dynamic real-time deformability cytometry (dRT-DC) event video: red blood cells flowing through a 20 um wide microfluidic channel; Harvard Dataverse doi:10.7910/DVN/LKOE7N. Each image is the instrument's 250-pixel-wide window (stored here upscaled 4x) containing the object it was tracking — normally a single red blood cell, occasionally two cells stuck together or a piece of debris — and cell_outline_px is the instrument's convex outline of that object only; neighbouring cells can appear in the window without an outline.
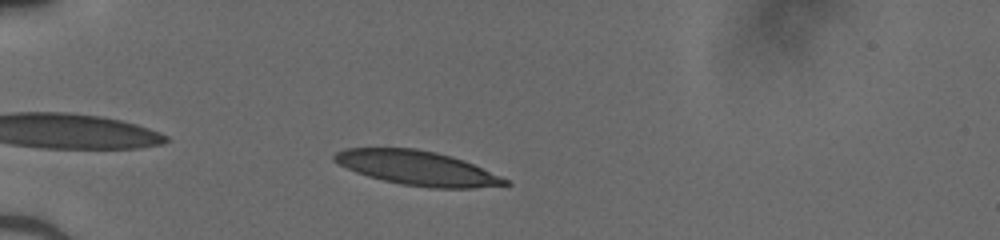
{"species": "human", "species_latin": "Homo sapiens", "temperature_condition": "cold", "stored_images_in_passage": 38, "camera_frame_rate_fps": 3000, "um_per_image_px": 0.085, "donor": {"sex": "male"}, "frame": {"image": 1, "passage_image": 3, "time_ms": 0.667, "image_size_px": [1000, 240], "cell_outline_px": [[512, 184], [472, 188], [428, 188], [400, 184], [368, 176], [356, 172], [332, 160], [332, 156], [336, 152], [344, 148], [416, 148], [436, 152], [452, 156], [464, 160], [500, 176], [508, 180]], "centroid_in_image_um": [35.45, 14.28], "position_along_channel_um": 49.5, "area_um2": 34.1}}
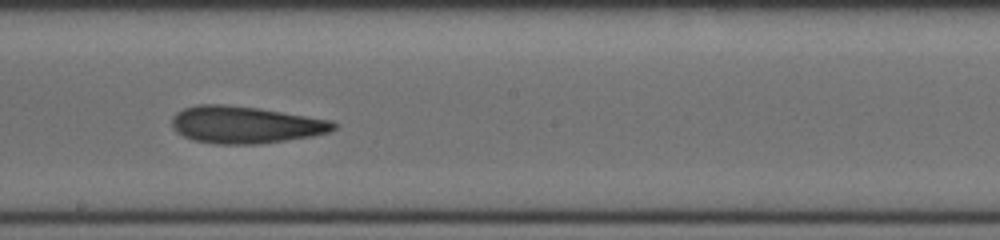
{"frame": {"image": 2, "passage_image": 18, "time_ms": 5.667, "image_size_px": [1000, 240], "cell_outline_px": [[340, 124], [332, 132], [312, 136], [260, 144], [216, 144], [192, 140], [176, 132], [172, 128], [172, 116], [176, 112], [184, 108], [200, 104], [224, 104], [260, 108], [332, 120]], "centroid_in_image_um": [20.88, 10.6], "position_along_channel_um": 227.3, "area_um2": 35.37}}
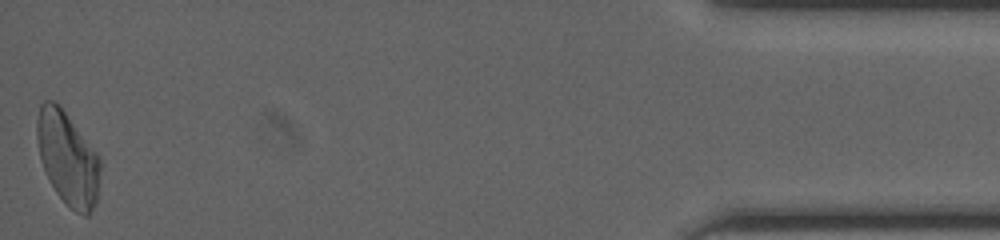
{"frame": {"image": 3, "passage_image": 38, "time_ms": 12.333, "image_size_px": [1000, 240], "cell_outline_px": [[100, 168], [96, 204], [88, 216], [84, 216], [76, 212], [56, 192], [40, 160], [36, 136], [36, 120], [40, 104], [44, 100], [52, 100], [64, 112], [96, 152], [100, 160]], "centroid_in_image_um": [5.74, 13.46], "position_along_channel_um": 429.5, "area_um2": 33.76}}